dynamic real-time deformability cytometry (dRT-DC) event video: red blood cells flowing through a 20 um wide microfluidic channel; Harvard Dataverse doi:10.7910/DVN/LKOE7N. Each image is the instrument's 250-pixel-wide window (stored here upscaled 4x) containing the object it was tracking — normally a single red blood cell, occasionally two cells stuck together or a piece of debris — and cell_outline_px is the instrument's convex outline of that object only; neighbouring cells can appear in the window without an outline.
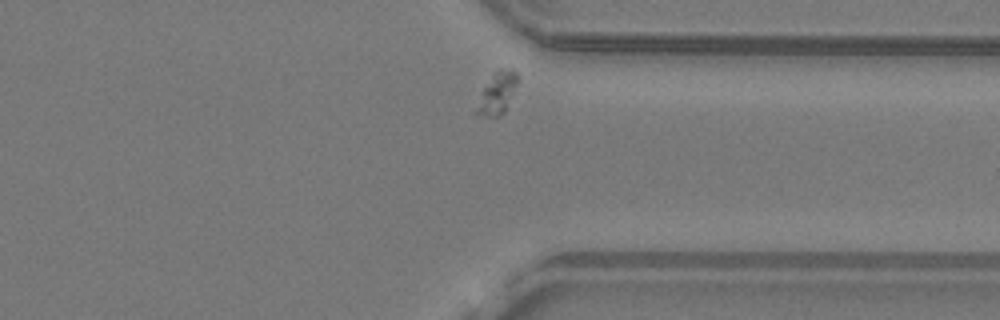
{"species": "common noctule bat (a hibernating species)", "species_latin": "Nyctalus noctula", "temperature_condition": "warm", "stored_images_in_passage": 29, "camera_frame_rate_fps": 3000, "um_per_image_px": 0.085, "animal": {"sex": "male", "body_mass_g": 19.2, "forearm_length_mm": 51.8}, "frame": {"image": 1, "passage_image": 28, "time_ms": 9.0, "image_size_px": [1000, 320], "cell_outline_px": [[520, 80], [504, 112], [500, 116], [484, 116], [472, 112], [484, 88], [492, 76], [500, 68], [516, 68], [520, 76]], "centroid_in_image_um": [42.31, 7.89], "position_along_channel_um": 369.1, "area_um2": 10.17}}